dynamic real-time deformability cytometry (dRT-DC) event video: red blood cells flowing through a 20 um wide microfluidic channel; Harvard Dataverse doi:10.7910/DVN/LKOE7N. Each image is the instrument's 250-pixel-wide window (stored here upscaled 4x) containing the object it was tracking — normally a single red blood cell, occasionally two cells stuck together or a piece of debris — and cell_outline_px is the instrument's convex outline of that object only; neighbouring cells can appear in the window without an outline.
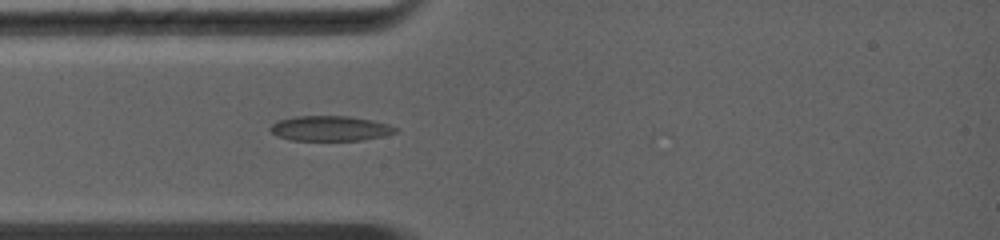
{"species": "common noctule bat (a hibernating species)", "species_latin": "Nyctalus noctula", "temperature_condition": "warm", "stored_images_in_passage": 39, "camera_frame_rate_fps": 5000, "um_per_image_px": 0.085, "animal": {"sex": "female", "body_mass_g": 19.0, "forearm_length_mm": 56.7}, "frame": {"image": 1, "passage_image": 1, "time_ms": 0.0, "image_size_px": [1000, 240], "cell_outline_px": [[396, 132], [364, 140], [288, 140], [276, 136], [268, 128], [272, 124], [280, 120], [296, 116], [348, 116], [372, 120], [388, 124], [396, 128]], "centroid_in_image_um": [28.01, 10.91], "position_along_channel_um": 57.0, "area_um2": 18.15}}
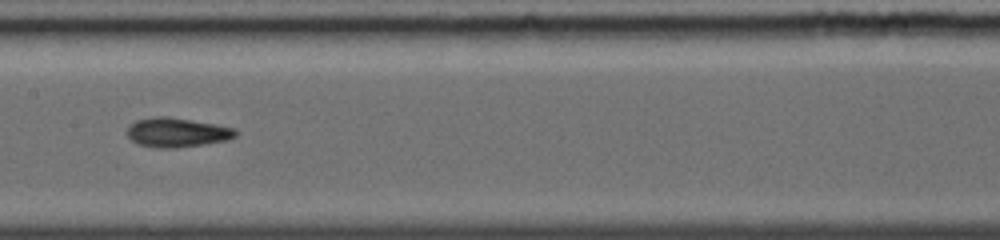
{"frame": {"image": 2, "passage_image": 10, "time_ms": 3.0, "image_size_px": [1000, 240], "cell_outline_px": [[236, 136], [224, 140], [200, 144], [172, 148], [156, 148], [136, 144], [128, 136], [128, 124], [136, 120], [152, 116], [168, 116], [212, 124], [232, 128], [236, 132]], "centroid_in_image_um": [14.93, 11.25], "position_along_channel_um": 192.5, "area_um2": 18.21}}
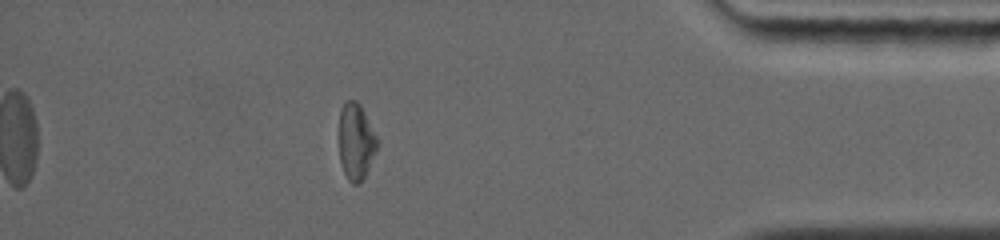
{"frame": {"image": 3, "passage_image": 30, "time_ms": 8.6, "image_size_px": [1000, 240], "cell_outline_px": [[380, 140], [364, 176], [356, 184], [352, 184], [348, 180], [344, 172], [340, 160], [340, 108], [348, 100], [356, 100], [360, 104]], "centroid_in_image_um": [30.27, 11.99], "position_along_channel_um": 404.9, "area_um2": 16.76}}